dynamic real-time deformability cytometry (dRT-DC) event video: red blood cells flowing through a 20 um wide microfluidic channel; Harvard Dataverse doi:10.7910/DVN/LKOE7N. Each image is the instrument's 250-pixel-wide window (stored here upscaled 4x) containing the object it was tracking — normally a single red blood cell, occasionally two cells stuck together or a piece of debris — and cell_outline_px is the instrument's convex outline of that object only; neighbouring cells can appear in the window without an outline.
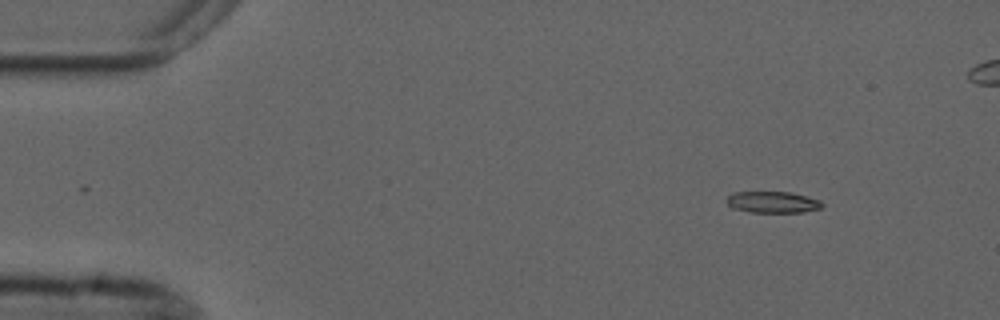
{"species": "common noctule bat (a hibernating species)", "species_latin": "Nyctalus noctula", "temperature_condition": "cold", "stored_images_in_passage": 2, "camera_frame_rate_fps": 3000, "um_per_image_px": 0.085, "animal": {"sex": "male", "forearm_length_mm": 52.5}, "frame": {"image": 1, "passage_image": 2, "time_ms": 2.0, "image_size_px": [1000, 320], "cell_outline_px": [[824, 204], [820, 208], [804, 212], [748, 212], [732, 208], [724, 200], [732, 192], [792, 192], [820, 200]], "centroid_in_image_um": [65.65, 17.18], "position_along_channel_um": 19.4, "area_um2": 12.02}}